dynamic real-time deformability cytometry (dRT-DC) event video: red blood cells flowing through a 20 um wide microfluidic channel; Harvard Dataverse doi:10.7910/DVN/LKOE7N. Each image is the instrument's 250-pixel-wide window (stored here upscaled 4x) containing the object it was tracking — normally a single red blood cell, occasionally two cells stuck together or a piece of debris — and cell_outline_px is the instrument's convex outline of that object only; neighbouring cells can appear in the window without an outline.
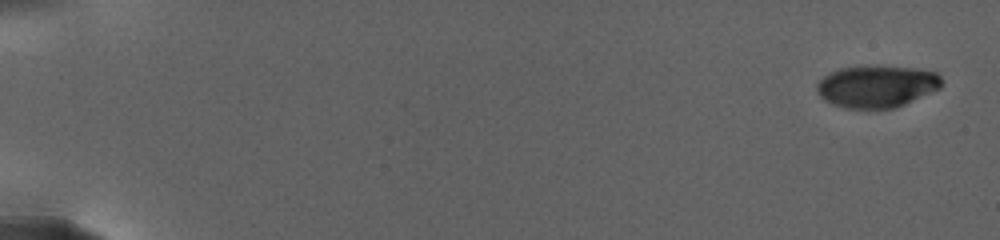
{"species": "human", "species_latin": "Homo sapiens", "temperature_condition": "warm", "stored_images_in_passage": 11, "camera_frame_rate_fps": 3000, "um_per_image_px": 0.085, "donor": {"sex": "female"}, "frame": {"image": 1, "passage_image": 1, "time_ms": 0.0, "image_size_px": [1000, 240], "cell_outline_px": [[944, 84], [940, 88], [904, 104], [892, 108], [848, 108], [832, 104], [824, 100], [816, 92], [816, 84], [824, 76], [840, 68], [916, 68], [936, 72], [944, 80]], "centroid_in_image_um": [74.53, 7.37], "position_along_channel_um": 10.5, "area_um2": 29.88}}
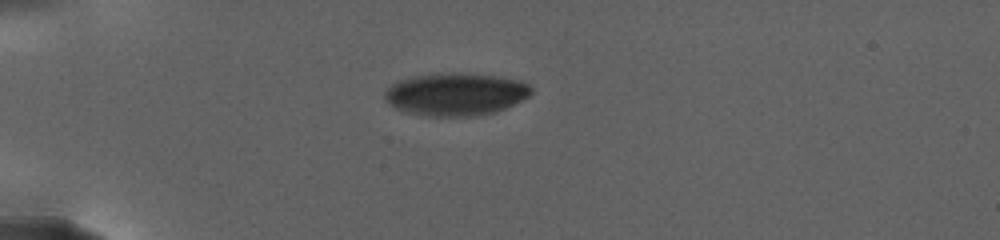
{"frame": {"image": 2, "passage_image": 7, "time_ms": 7.333, "image_size_px": [1000, 240], "cell_outline_px": [[532, 92], [528, 96], [496, 112], [476, 116], [428, 116], [400, 112], [388, 104], [384, 100], [384, 92], [396, 80], [416, 76], [452, 72], [492, 76], [516, 80], [528, 84], [532, 88]], "centroid_in_image_um": [38.65, 8.03], "position_along_channel_um": 46.4, "area_um2": 36.36}}
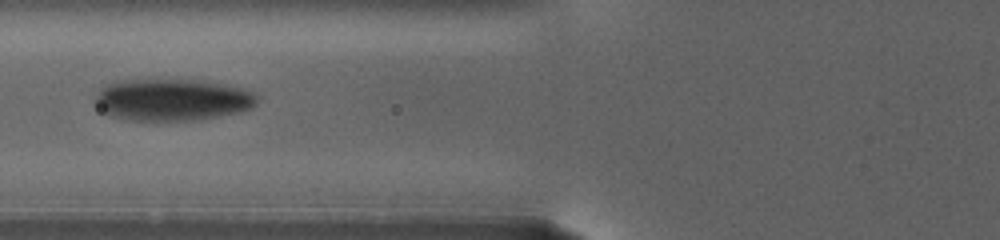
{"frame": {"image": 3, "passage_image": 10, "time_ms": 11.333, "image_size_px": [1000, 240], "cell_outline_px": [[260, 96], [256, 104], [252, 108], [240, 112], [196, 120], [128, 120], [108, 116], [100, 112], [96, 100], [96, 96], [100, 88], [104, 84], [116, 80], [176, 76], [224, 84], [244, 88]], "centroid_in_image_um": [14.61, 8.42], "position_along_channel_um": 111.2, "area_um2": 41.15}}